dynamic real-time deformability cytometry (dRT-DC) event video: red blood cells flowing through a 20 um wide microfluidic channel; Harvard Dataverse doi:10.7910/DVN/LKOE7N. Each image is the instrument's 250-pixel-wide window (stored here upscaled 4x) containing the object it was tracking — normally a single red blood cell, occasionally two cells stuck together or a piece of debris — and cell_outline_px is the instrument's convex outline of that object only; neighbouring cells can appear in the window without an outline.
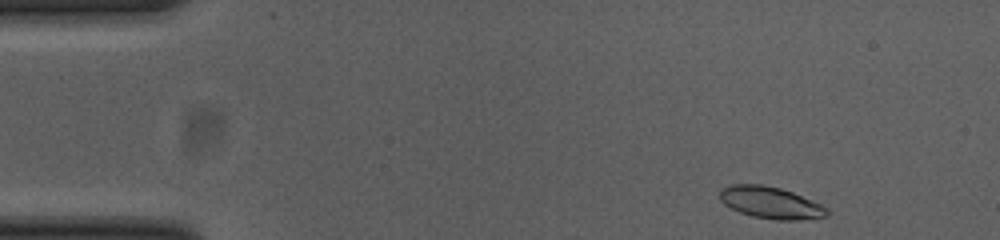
{"species": "common noctule bat (a hibernating species)", "species_latin": "Nyctalus noctula", "temperature_condition": "cold", "stored_images_in_passage": 50, "camera_frame_rate_fps": 3000, "um_per_image_px": 0.085, "animal": {"sex": "female", "body_mass_g": 23.0, "forearm_length_mm": 53.4}, "frame": {"image": 1, "passage_image": 1, "time_ms": 0.0, "image_size_px": [1000, 240], "cell_outline_px": [[828, 216], [796, 220], [780, 220], [752, 216], [740, 212], [724, 204], [720, 200], [720, 188], [728, 184], [760, 184], [780, 188], [792, 192], [820, 204], [828, 208]], "centroid_in_image_um": [65.47, 17.21], "position_along_channel_um": 19.5, "area_um2": 19.77}}
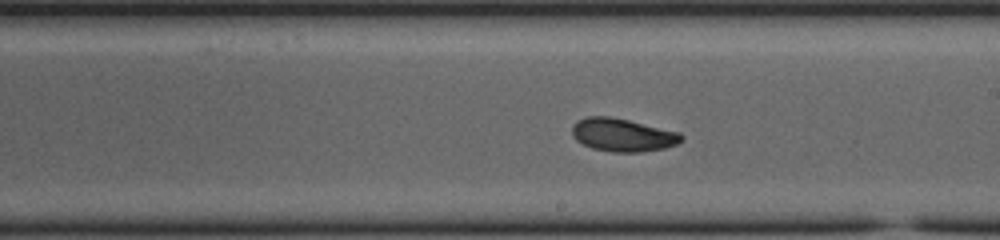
{"frame": {"image": 2, "passage_image": 26, "time_ms": 8.333, "image_size_px": [1000, 240], "cell_outline_px": [[684, 140], [676, 144], [664, 148], [640, 152], [612, 152], [592, 148], [576, 140], [572, 136], [572, 124], [576, 120], [588, 116], [608, 116], [628, 120], [680, 132], [684, 136]], "centroid_in_image_um": [52.92, 11.46], "position_along_channel_um": 236.1, "area_um2": 21.15}}
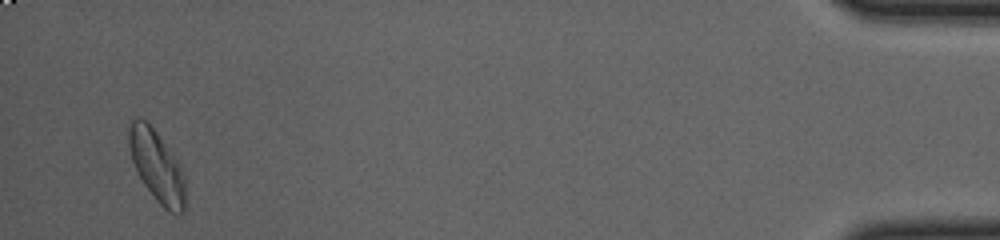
{"frame": {"image": 3, "passage_image": 48, "time_ms": 15.667, "image_size_px": [1000, 240], "cell_outline_px": [[184, 212], [180, 216], [168, 212], [156, 200], [144, 184], [132, 160], [128, 148], [128, 128], [132, 120], [136, 116], [140, 116], [148, 120], [176, 160], [184, 172]], "centroid_in_image_um": [13.31, 14.09], "position_along_channel_um": 421.9, "area_um2": 23.52}, "authors_computed_cell_mechanics": {"area_um2": 20.8658, "velocity_mm_per_s": 3.6796, "shape_relaxation_time_tau1_ms": 4.4295, "shape_relaxation_time_tau2_ms": 4.2594, "deformation_change_tau1": 0.1387, "deformation_change_tau2": 0.0905}}